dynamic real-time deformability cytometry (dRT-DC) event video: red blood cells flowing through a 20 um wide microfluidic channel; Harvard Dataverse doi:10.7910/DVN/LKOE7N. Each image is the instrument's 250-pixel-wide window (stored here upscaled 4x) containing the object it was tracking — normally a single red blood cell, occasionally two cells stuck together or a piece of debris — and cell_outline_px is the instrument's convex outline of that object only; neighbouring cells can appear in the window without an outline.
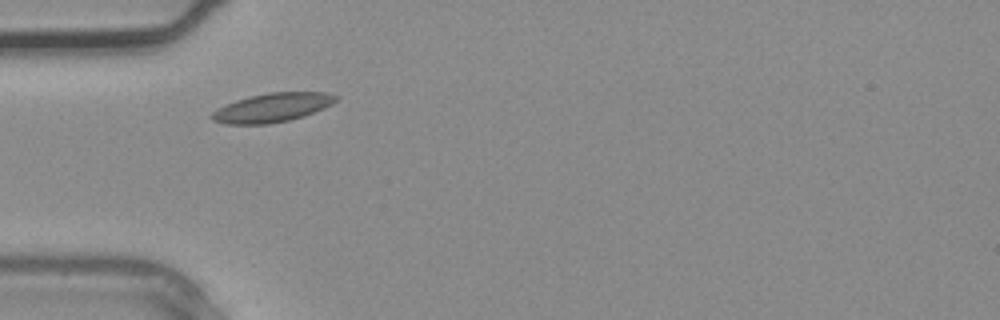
{"species": "common noctule bat (a hibernating species)", "species_latin": "Nyctalus noctula", "temperature_condition": "warm", "stored_images_in_passage": 1, "camera_frame_rate_fps": 3000, "um_per_image_px": 0.085, "animal": {"sex": "male", "body_mass_g": 20.4}, "frame": {"image": 1, "passage_image": 1, "time_ms": 0.0, "image_size_px": [1000, 320], "cell_outline_px": [[340, 96], [332, 104], [324, 108], [304, 116], [288, 120], [268, 124], [228, 124], [212, 120], [208, 116], [212, 112], [236, 100], [268, 92], [328, 92]], "centroid_in_image_um": [23.18, 9.14], "position_along_channel_um": 61.8, "area_um2": 20.81}}